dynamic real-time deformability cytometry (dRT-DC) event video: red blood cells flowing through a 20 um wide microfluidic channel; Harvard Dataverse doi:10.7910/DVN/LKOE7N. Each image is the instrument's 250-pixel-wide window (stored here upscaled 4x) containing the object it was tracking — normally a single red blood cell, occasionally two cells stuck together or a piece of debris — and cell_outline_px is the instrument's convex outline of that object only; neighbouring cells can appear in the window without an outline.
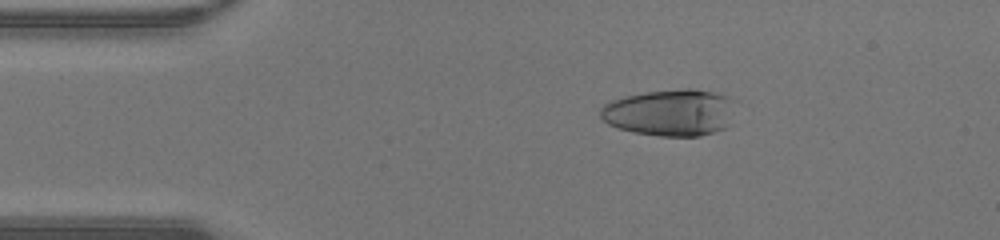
{"species": "human", "species_latin": "Homo sapiens", "temperature_condition": "warm", "stored_images_in_passage": 46, "camera_frame_rate_fps": 3000, "um_per_image_px": 0.085, "donor": {"sex": "male"}, "frame": {"image": 1, "passage_image": 8, "time_ms": 2.333, "image_size_px": [1000, 240], "cell_outline_px": [[732, 100], [724, 128], [700, 136], [660, 136], [632, 132], [616, 128], [608, 124], [600, 116], [600, 108], [604, 104], [612, 100], [624, 96], [644, 92], [684, 88], [692, 88], [716, 92], [728, 96]], "centroid_in_image_um": [56.86, 9.55], "position_along_channel_um": 28.1, "area_um2": 36.41}}
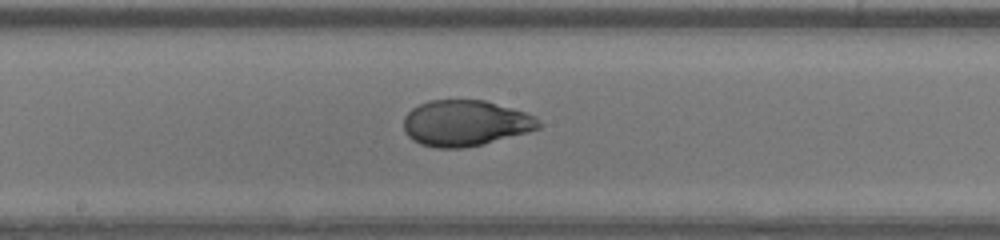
{"frame": {"image": 2, "passage_image": 24, "time_ms": 7.667, "image_size_px": [1000, 240], "cell_outline_px": [[544, 124], [540, 128], [528, 132], [464, 148], [436, 148], [420, 144], [412, 140], [404, 132], [404, 116], [412, 108], [428, 100], [484, 100], [512, 108], [536, 116]], "centroid_in_image_um": [39.55, 10.46], "position_along_channel_um": 208.6, "area_um2": 36.18}}
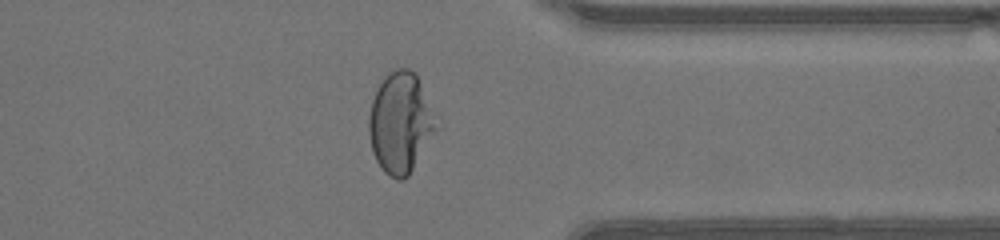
{"frame": {"image": 3, "passage_image": 36, "time_ms": 11.667, "image_size_px": [1000, 240], "cell_outline_px": [[436, 128], [408, 176], [404, 180], [396, 180], [388, 176], [380, 168], [372, 152], [368, 132], [368, 116], [372, 100], [384, 76], [388, 72], [396, 68], [408, 68], [416, 72]], "centroid_in_image_um": [33.95, 10.46], "position_along_channel_um": 377.5, "area_um2": 38.55}, "authors_computed_cell_mechanics": {"area_um2": 36.9053, "velocity_mm_per_s": 4.4313, "shape_relaxation_time_tau1_ms": 7.2684, "shape_relaxation_time_tau2_ms": null, "deformation_change_tau1": 0.3727, "deformation_change_tau2": null}}